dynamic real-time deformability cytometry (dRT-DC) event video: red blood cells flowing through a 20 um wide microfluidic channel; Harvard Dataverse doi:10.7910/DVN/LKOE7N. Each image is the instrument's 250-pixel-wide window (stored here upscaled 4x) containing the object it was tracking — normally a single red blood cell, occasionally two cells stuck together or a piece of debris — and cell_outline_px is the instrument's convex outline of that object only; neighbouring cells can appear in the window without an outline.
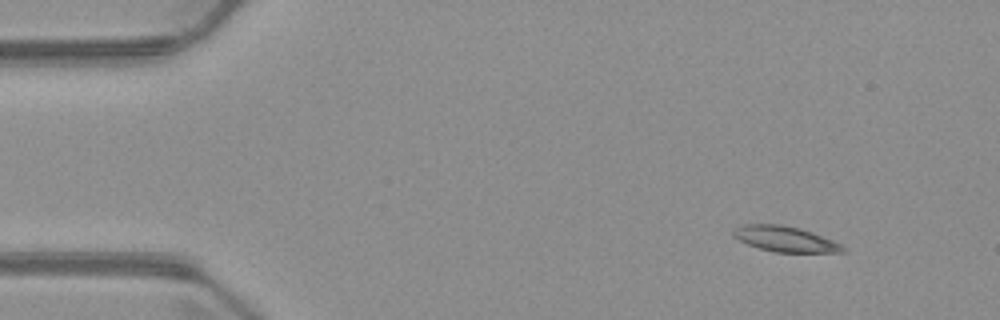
{"species": "common noctule bat (a hibernating species)", "species_latin": "Nyctalus noctula", "temperature_condition": "warm", "stored_images_in_passage": 4, "camera_frame_rate_fps": 3000, "um_per_image_px": 0.085, "animal": {"sex": "male", "body_mass_g": 23.1, "forearm_length_mm": 52.7}, "frame": {"image": 1, "passage_image": 2, "time_ms": 1.0, "image_size_px": [1000, 320], "cell_outline_px": [[848, 252], [776, 252], [760, 248], [748, 244], [732, 236], [732, 228], [744, 224], [780, 224], [800, 228], [812, 232], [832, 240], [848, 248]], "centroid_in_image_um": [66.74, 20.31], "position_along_channel_um": 18.3, "area_um2": 16.3}}